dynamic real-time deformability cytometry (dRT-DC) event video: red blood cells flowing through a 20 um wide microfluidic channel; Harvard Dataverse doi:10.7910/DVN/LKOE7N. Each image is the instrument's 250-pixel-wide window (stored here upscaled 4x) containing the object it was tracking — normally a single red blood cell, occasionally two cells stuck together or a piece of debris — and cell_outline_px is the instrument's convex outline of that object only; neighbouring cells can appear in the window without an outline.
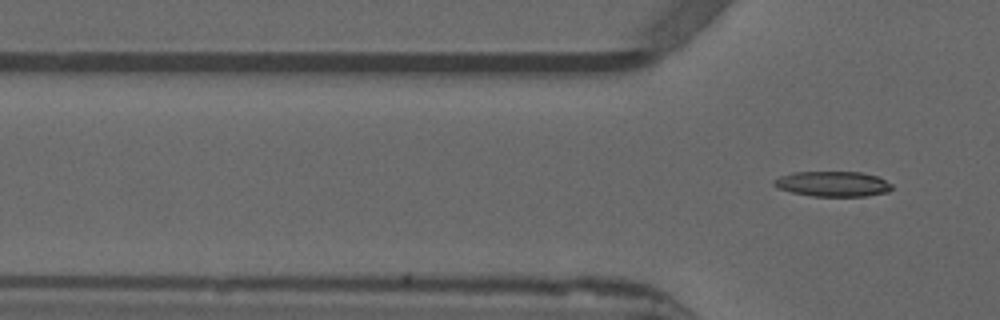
{"species": "common noctule bat (a hibernating species)", "species_latin": "Nyctalus noctula", "temperature_condition": "warm", "stored_images_in_passage": 4, "camera_frame_rate_fps": 3000, "um_per_image_px": 0.085, "animal": {"sex": "male", "forearm_length_mm": 52.5}, "frame": {"image": 1, "passage_image": 4, "time_ms": 1.0, "image_size_px": [1000, 320], "cell_outline_px": [[892, 188], [888, 192], [868, 196], [812, 196], [792, 192], [776, 188], [772, 184], [772, 180], [780, 176], [792, 172], [860, 172], [876, 176], [892, 184]], "centroid_in_image_um": [70.75, 15.63], "position_along_channel_um": 55.1, "area_um2": 17.4}}